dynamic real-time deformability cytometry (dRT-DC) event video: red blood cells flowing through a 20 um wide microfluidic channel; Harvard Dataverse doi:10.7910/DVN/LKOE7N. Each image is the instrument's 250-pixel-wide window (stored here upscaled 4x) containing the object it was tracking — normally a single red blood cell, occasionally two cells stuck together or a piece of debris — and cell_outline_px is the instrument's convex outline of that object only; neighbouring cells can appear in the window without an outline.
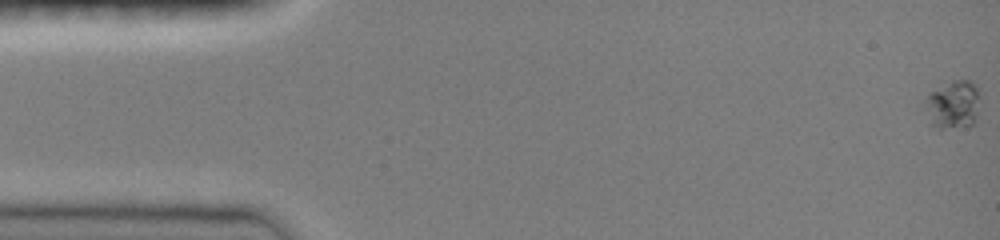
{"species": "common noctule bat (a hibernating species)", "species_latin": "Nyctalus noctula", "temperature_condition": "room temperature", "stored_images_in_passage": 49, "camera_frame_rate_fps": 3000, "um_per_image_px": 0.085, "animal": {"sex": "female", "body_mass_g": 19.0, "forearm_length_mm": 51.5}, "frame": {"image": 1, "passage_image": 1, "time_ms": 0.0, "image_size_px": [1000, 240], "cell_outline_px": [[976, 120], [972, 124], [940, 132], [928, 124], [924, 100], [924, 96], [928, 92], [952, 80], [968, 80], [976, 84]], "centroid_in_image_um": [80.88, 8.95], "position_along_channel_um": 4.1, "area_um2": 15.84}}
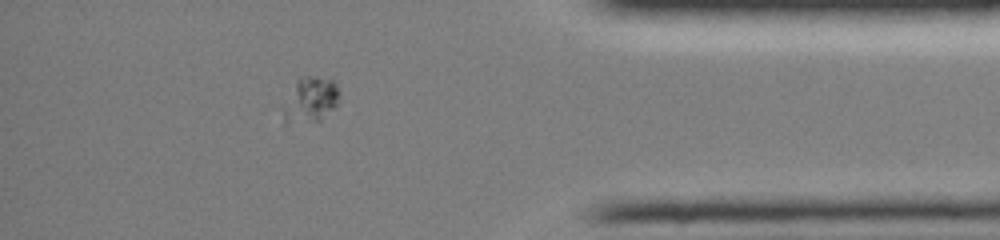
{"frame": {"image": 2, "passage_image": 43, "time_ms": 14.0, "image_size_px": [1000, 240], "cell_outline_px": [[340, 92], [336, 104], [320, 120], [284, 124], [284, 108], [300, 76], [316, 76], [332, 80], [336, 84]], "centroid_in_image_um": [26.42, 8.48], "position_along_channel_um": 408.8, "area_um2": 14.16}}